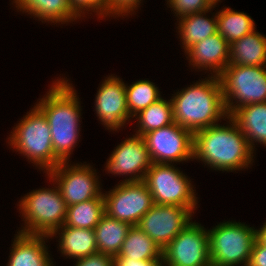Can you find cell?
I'll use <instances>...</instances> for the list:
<instances>
[{
  "instance_id": "obj_1",
  "label": "cell",
  "mask_w": 266,
  "mask_h": 266,
  "mask_svg": "<svg viewBox=\"0 0 266 266\" xmlns=\"http://www.w3.org/2000/svg\"><path fill=\"white\" fill-rule=\"evenodd\" d=\"M72 83L59 78L53 82L44 98L35 105L46 117L51 129L55 156L69 162L79 139L81 106Z\"/></svg>"
},
{
  "instance_id": "obj_2",
  "label": "cell",
  "mask_w": 266,
  "mask_h": 266,
  "mask_svg": "<svg viewBox=\"0 0 266 266\" xmlns=\"http://www.w3.org/2000/svg\"><path fill=\"white\" fill-rule=\"evenodd\" d=\"M227 119V126L217 124L194 133L193 159L207 164L211 170H242L254 160L246 137L230 117Z\"/></svg>"
},
{
  "instance_id": "obj_3",
  "label": "cell",
  "mask_w": 266,
  "mask_h": 266,
  "mask_svg": "<svg viewBox=\"0 0 266 266\" xmlns=\"http://www.w3.org/2000/svg\"><path fill=\"white\" fill-rule=\"evenodd\" d=\"M209 76L178 90L170 99L173 121L193 134L229 117L219 77Z\"/></svg>"
},
{
  "instance_id": "obj_4",
  "label": "cell",
  "mask_w": 266,
  "mask_h": 266,
  "mask_svg": "<svg viewBox=\"0 0 266 266\" xmlns=\"http://www.w3.org/2000/svg\"><path fill=\"white\" fill-rule=\"evenodd\" d=\"M13 127L8 144L47 174L61 161L55 156L51 129L44 114L34 106Z\"/></svg>"
},
{
  "instance_id": "obj_5",
  "label": "cell",
  "mask_w": 266,
  "mask_h": 266,
  "mask_svg": "<svg viewBox=\"0 0 266 266\" xmlns=\"http://www.w3.org/2000/svg\"><path fill=\"white\" fill-rule=\"evenodd\" d=\"M17 206L26 223L19 232L47 236L64 225L68 207L57 185L27 193Z\"/></svg>"
},
{
  "instance_id": "obj_6",
  "label": "cell",
  "mask_w": 266,
  "mask_h": 266,
  "mask_svg": "<svg viewBox=\"0 0 266 266\" xmlns=\"http://www.w3.org/2000/svg\"><path fill=\"white\" fill-rule=\"evenodd\" d=\"M211 266H247L256 229L241 222H222L208 230Z\"/></svg>"
},
{
  "instance_id": "obj_7",
  "label": "cell",
  "mask_w": 266,
  "mask_h": 266,
  "mask_svg": "<svg viewBox=\"0 0 266 266\" xmlns=\"http://www.w3.org/2000/svg\"><path fill=\"white\" fill-rule=\"evenodd\" d=\"M218 77L229 116L244 105L266 102V66L228 64Z\"/></svg>"
},
{
  "instance_id": "obj_8",
  "label": "cell",
  "mask_w": 266,
  "mask_h": 266,
  "mask_svg": "<svg viewBox=\"0 0 266 266\" xmlns=\"http://www.w3.org/2000/svg\"><path fill=\"white\" fill-rule=\"evenodd\" d=\"M143 182L150 191L154 204L177 205L196 210L197 197L191 180L171 164L153 163ZM193 186V187H192Z\"/></svg>"
},
{
  "instance_id": "obj_9",
  "label": "cell",
  "mask_w": 266,
  "mask_h": 266,
  "mask_svg": "<svg viewBox=\"0 0 266 266\" xmlns=\"http://www.w3.org/2000/svg\"><path fill=\"white\" fill-rule=\"evenodd\" d=\"M105 193V214L131 226H137L140 219L154 205L153 197L143 181H121Z\"/></svg>"
},
{
  "instance_id": "obj_10",
  "label": "cell",
  "mask_w": 266,
  "mask_h": 266,
  "mask_svg": "<svg viewBox=\"0 0 266 266\" xmlns=\"http://www.w3.org/2000/svg\"><path fill=\"white\" fill-rule=\"evenodd\" d=\"M61 162L49 171L51 182L59 187L67 206L103 196L96 170L89 164Z\"/></svg>"
},
{
  "instance_id": "obj_11",
  "label": "cell",
  "mask_w": 266,
  "mask_h": 266,
  "mask_svg": "<svg viewBox=\"0 0 266 266\" xmlns=\"http://www.w3.org/2000/svg\"><path fill=\"white\" fill-rule=\"evenodd\" d=\"M142 137L153 163L174 164L193 159L194 134L176 122Z\"/></svg>"
},
{
  "instance_id": "obj_12",
  "label": "cell",
  "mask_w": 266,
  "mask_h": 266,
  "mask_svg": "<svg viewBox=\"0 0 266 266\" xmlns=\"http://www.w3.org/2000/svg\"><path fill=\"white\" fill-rule=\"evenodd\" d=\"M166 266H211L208 230L191 220L163 250Z\"/></svg>"
},
{
  "instance_id": "obj_13",
  "label": "cell",
  "mask_w": 266,
  "mask_h": 266,
  "mask_svg": "<svg viewBox=\"0 0 266 266\" xmlns=\"http://www.w3.org/2000/svg\"><path fill=\"white\" fill-rule=\"evenodd\" d=\"M191 209L177 205L154 204L137 226L163 250L192 220Z\"/></svg>"
},
{
  "instance_id": "obj_14",
  "label": "cell",
  "mask_w": 266,
  "mask_h": 266,
  "mask_svg": "<svg viewBox=\"0 0 266 266\" xmlns=\"http://www.w3.org/2000/svg\"><path fill=\"white\" fill-rule=\"evenodd\" d=\"M132 136L116 146L105 167L112 175H131L123 182L143 181L153 164L144 138L137 133Z\"/></svg>"
},
{
  "instance_id": "obj_15",
  "label": "cell",
  "mask_w": 266,
  "mask_h": 266,
  "mask_svg": "<svg viewBox=\"0 0 266 266\" xmlns=\"http://www.w3.org/2000/svg\"><path fill=\"white\" fill-rule=\"evenodd\" d=\"M119 77L108 76L95 98L97 117L110 131L122 128L131 116L127 107L126 84Z\"/></svg>"
},
{
  "instance_id": "obj_16",
  "label": "cell",
  "mask_w": 266,
  "mask_h": 266,
  "mask_svg": "<svg viewBox=\"0 0 266 266\" xmlns=\"http://www.w3.org/2000/svg\"><path fill=\"white\" fill-rule=\"evenodd\" d=\"M230 44L217 32L188 48L187 54L192 67L209 70L211 75L219 76L229 64Z\"/></svg>"
},
{
  "instance_id": "obj_17",
  "label": "cell",
  "mask_w": 266,
  "mask_h": 266,
  "mask_svg": "<svg viewBox=\"0 0 266 266\" xmlns=\"http://www.w3.org/2000/svg\"><path fill=\"white\" fill-rule=\"evenodd\" d=\"M45 238L49 236L17 232L7 266H54Z\"/></svg>"
},
{
  "instance_id": "obj_18",
  "label": "cell",
  "mask_w": 266,
  "mask_h": 266,
  "mask_svg": "<svg viewBox=\"0 0 266 266\" xmlns=\"http://www.w3.org/2000/svg\"><path fill=\"white\" fill-rule=\"evenodd\" d=\"M59 234V250L62 255L80 259L98 252L94 229L77 228L63 225L49 237Z\"/></svg>"
},
{
  "instance_id": "obj_19",
  "label": "cell",
  "mask_w": 266,
  "mask_h": 266,
  "mask_svg": "<svg viewBox=\"0 0 266 266\" xmlns=\"http://www.w3.org/2000/svg\"><path fill=\"white\" fill-rule=\"evenodd\" d=\"M229 117L237 124L253 151L255 142L266 146V102L244 105Z\"/></svg>"
},
{
  "instance_id": "obj_20",
  "label": "cell",
  "mask_w": 266,
  "mask_h": 266,
  "mask_svg": "<svg viewBox=\"0 0 266 266\" xmlns=\"http://www.w3.org/2000/svg\"><path fill=\"white\" fill-rule=\"evenodd\" d=\"M16 8L44 22H73L80 17L72 10L69 0H13Z\"/></svg>"
},
{
  "instance_id": "obj_21",
  "label": "cell",
  "mask_w": 266,
  "mask_h": 266,
  "mask_svg": "<svg viewBox=\"0 0 266 266\" xmlns=\"http://www.w3.org/2000/svg\"><path fill=\"white\" fill-rule=\"evenodd\" d=\"M229 64L266 66V36L253 30L230 44Z\"/></svg>"
},
{
  "instance_id": "obj_22",
  "label": "cell",
  "mask_w": 266,
  "mask_h": 266,
  "mask_svg": "<svg viewBox=\"0 0 266 266\" xmlns=\"http://www.w3.org/2000/svg\"><path fill=\"white\" fill-rule=\"evenodd\" d=\"M208 11L195 13L192 15L184 16L179 19L178 33L182 42L184 51L190 48L197 42H201L207 37L217 33V14L213 18H208L206 13Z\"/></svg>"
},
{
  "instance_id": "obj_23",
  "label": "cell",
  "mask_w": 266,
  "mask_h": 266,
  "mask_svg": "<svg viewBox=\"0 0 266 266\" xmlns=\"http://www.w3.org/2000/svg\"><path fill=\"white\" fill-rule=\"evenodd\" d=\"M131 225L104 214L94 228L99 253L118 256Z\"/></svg>"
},
{
  "instance_id": "obj_24",
  "label": "cell",
  "mask_w": 266,
  "mask_h": 266,
  "mask_svg": "<svg viewBox=\"0 0 266 266\" xmlns=\"http://www.w3.org/2000/svg\"><path fill=\"white\" fill-rule=\"evenodd\" d=\"M133 260L162 259V250L138 226H131L118 256Z\"/></svg>"
},
{
  "instance_id": "obj_25",
  "label": "cell",
  "mask_w": 266,
  "mask_h": 266,
  "mask_svg": "<svg viewBox=\"0 0 266 266\" xmlns=\"http://www.w3.org/2000/svg\"><path fill=\"white\" fill-rule=\"evenodd\" d=\"M105 214L104 197L83 201L67 207L64 225L94 229Z\"/></svg>"
},
{
  "instance_id": "obj_26",
  "label": "cell",
  "mask_w": 266,
  "mask_h": 266,
  "mask_svg": "<svg viewBox=\"0 0 266 266\" xmlns=\"http://www.w3.org/2000/svg\"><path fill=\"white\" fill-rule=\"evenodd\" d=\"M216 14L217 32L229 44L256 29L254 20L244 12H238L226 7Z\"/></svg>"
},
{
  "instance_id": "obj_27",
  "label": "cell",
  "mask_w": 266,
  "mask_h": 266,
  "mask_svg": "<svg viewBox=\"0 0 266 266\" xmlns=\"http://www.w3.org/2000/svg\"><path fill=\"white\" fill-rule=\"evenodd\" d=\"M135 116L138 120V130L136 133L141 136L152 130L174 123L171 100L167 101L163 98H160Z\"/></svg>"
},
{
  "instance_id": "obj_28",
  "label": "cell",
  "mask_w": 266,
  "mask_h": 266,
  "mask_svg": "<svg viewBox=\"0 0 266 266\" xmlns=\"http://www.w3.org/2000/svg\"><path fill=\"white\" fill-rule=\"evenodd\" d=\"M126 97L131 118L162 98L158 87L149 80H138L130 86L126 84Z\"/></svg>"
},
{
  "instance_id": "obj_29",
  "label": "cell",
  "mask_w": 266,
  "mask_h": 266,
  "mask_svg": "<svg viewBox=\"0 0 266 266\" xmlns=\"http://www.w3.org/2000/svg\"><path fill=\"white\" fill-rule=\"evenodd\" d=\"M167 4L172 8L177 19L215 8L208 0H167Z\"/></svg>"
},
{
  "instance_id": "obj_30",
  "label": "cell",
  "mask_w": 266,
  "mask_h": 266,
  "mask_svg": "<svg viewBox=\"0 0 266 266\" xmlns=\"http://www.w3.org/2000/svg\"><path fill=\"white\" fill-rule=\"evenodd\" d=\"M140 3L141 0H110L108 6L105 8V17L132 15L135 12L134 10L138 9L137 7Z\"/></svg>"
},
{
  "instance_id": "obj_31",
  "label": "cell",
  "mask_w": 266,
  "mask_h": 266,
  "mask_svg": "<svg viewBox=\"0 0 266 266\" xmlns=\"http://www.w3.org/2000/svg\"><path fill=\"white\" fill-rule=\"evenodd\" d=\"M75 266H114V257L108 254L95 253L77 259Z\"/></svg>"
},
{
  "instance_id": "obj_32",
  "label": "cell",
  "mask_w": 266,
  "mask_h": 266,
  "mask_svg": "<svg viewBox=\"0 0 266 266\" xmlns=\"http://www.w3.org/2000/svg\"><path fill=\"white\" fill-rule=\"evenodd\" d=\"M247 266H266V245L262 244L257 238L253 244Z\"/></svg>"
},
{
  "instance_id": "obj_33",
  "label": "cell",
  "mask_w": 266,
  "mask_h": 266,
  "mask_svg": "<svg viewBox=\"0 0 266 266\" xmlns=\"http://www.w3.org/2000/svg\"><path fill=\"white\" fill-rule=\"evenodd\" d=\"M114 266H166L164 259L133 260L131 258L114 257Z\"/></svg>"
},
{
  "instance_id": "obj_34",
  "label": "cell",
  "mask_w": 266,
  "mask_h": 266,
  "mask_svg": "<svg viewBox=\"0 0 266 266\" xmlns=\"http://www.w3.org/2000/svg\"><path fill=\"white\" fill-rule=\"evenodd\" d=\"M72 10L81 17L89 11L92 14V0H69Z\"/></svg>"
},
{
  "instance_id": "obj_35",
  "label": "cell",
  "mask_w": 266,
  "mask_h": 266,
  "mask_svg": "<svg viewBox=\"0 0 266 266\" xmlns=\"http://www.w3.org/2000/svg\"><path fill=\"white\" fill-rule=\"evenodd\" d=\"M110 0H92V11L99 17H105V8L108 6ZM101 16V17H100Z\"/></svg>"
},
{
  "instance_id": "obj_36",
  "label": "cell",
  "mask_w": 266,
  "mask_h": 266,
  "mask_svg": "<svg viewBox=\"0 0 266 266\" xmlns=\"http://www.w3.org/2000/svg\"><path fill=\"white\" fill-rule=\"evenodd\" d=\"M256 238L266 245V222L259 230L256 229Z\"/></svg>"
},
{
  "instance_id": "obj_37",
  "label": "cell",
  "mask_w": 266,
  "mask_h": 266,
  "mask_svg": "<svg viewBox=\"0 0 266 266\" xmlns=\"http://www.w3.org/2000/svg\"><path fill=\"white\" fill-rule=\"evenodd\" d=\"M208 2L213 6V7H215L217 4H218V2H221L220 0H208Z\"/></svg>"
}]
</instances>
